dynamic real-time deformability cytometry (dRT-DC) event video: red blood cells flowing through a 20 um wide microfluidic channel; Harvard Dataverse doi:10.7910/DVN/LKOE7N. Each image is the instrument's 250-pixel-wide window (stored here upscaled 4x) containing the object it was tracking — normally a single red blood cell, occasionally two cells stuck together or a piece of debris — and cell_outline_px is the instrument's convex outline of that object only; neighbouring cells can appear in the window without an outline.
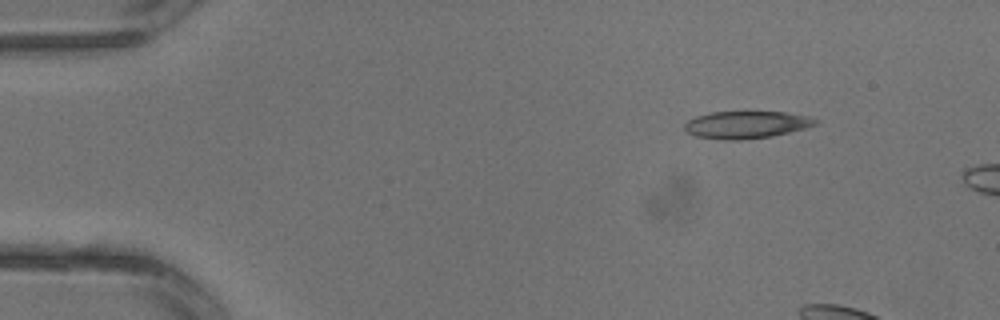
{"species": "common noctule bat (a hibernating species)", "species_latin": "Nyctalus noctula", "temperature_condition": "warm", "stored_images_in_passage": 2, "camera_frame_rate_fps": 3000, "um_per_image_px": 0.085, "animal": {"sex": "male", "body_mass_g": 13.3}, "frame": {"image": 1, "passage_image": 1, "time_ms": 0.0, "image_size_px": [1000, 320], "cell_outline_px": [[820, 120], [816, 124], [804, 128], [772, 136], [740, 140], [724, 140], [696, 136], [688, 132], [684, 128], [684, 124], [688, 120], [696, 116], [712, 112], [788, 112], [812, 116]], "centroid_in_image_um": [63.47, 10.59], "position_along_channel_um": 21.5, "area_um2": 20.87}}